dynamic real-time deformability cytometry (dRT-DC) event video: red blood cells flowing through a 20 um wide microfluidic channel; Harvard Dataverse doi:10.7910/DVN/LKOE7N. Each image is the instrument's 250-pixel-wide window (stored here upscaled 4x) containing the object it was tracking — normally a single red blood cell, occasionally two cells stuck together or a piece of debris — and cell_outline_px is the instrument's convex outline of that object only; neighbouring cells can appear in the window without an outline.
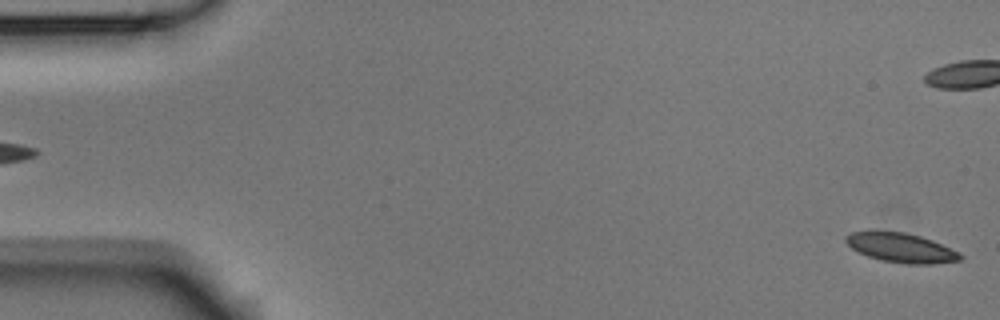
{"species": "Egyptian fruit bat (a non-hibernating species)", "species_latin": "Rousettus aegyptiacus", "temperature_condition": "room temperature", "stored_images_in_passage": 4, "segment_of_instrument_passage": [2, 2], "camera_frame_rate_fps": 3000, "um_per_image_px": 0.085, "animal": {"sex": "male"}, "frame": {"image": 1, "passage_image": 4, "time_ms": 1.0, "image_size_px": [1000, 320], "cell_outline_px": [[964, 256], [960, 260], [932, 264], [904, 264], [880, 260], [868, 256], [852, 248], [844, 240], [844, 236], [852, 232], [868, 228], [872, 228], [904, 232], [920, 236], [932, 240], [960, 252]], "centroid_in_image_um": [76.53, 21.02], "position_along_channel_um": 8.5, "area_um2": 20.23}}